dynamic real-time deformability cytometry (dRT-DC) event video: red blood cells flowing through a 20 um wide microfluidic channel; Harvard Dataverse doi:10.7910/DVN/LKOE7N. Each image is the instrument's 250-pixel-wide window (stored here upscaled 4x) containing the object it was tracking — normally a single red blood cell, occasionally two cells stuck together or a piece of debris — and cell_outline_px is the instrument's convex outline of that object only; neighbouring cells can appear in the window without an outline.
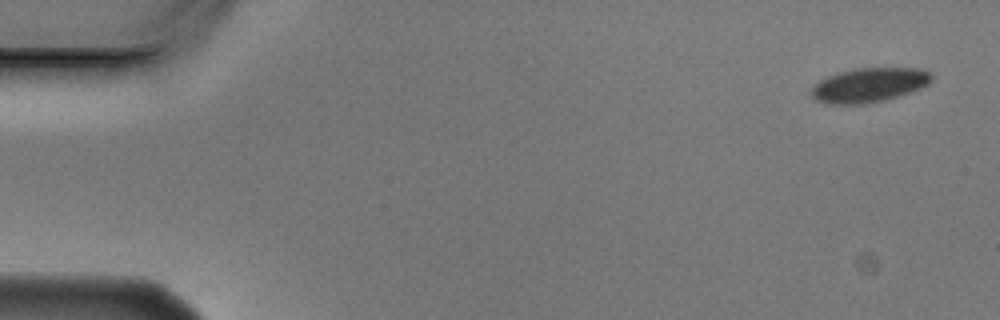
{"species": "Egyptian fruit bat (a non-hibernating species)", "species_latin": "Rousettus aegyptiacus", "temperature_condition": "cold", "stored_images_in_passage": 5, "camera_frame_rate_fps": 3000, "um_per_image_px": 0.085, "animal": {"sex": "male"}, "frame": {"image": 1, "passage_image": 1, "time_ms": 0.0, "image_size_px": [1000, 320], "cell_outline_px": [[932, 80], [928, 84], [920, 88], [896, 96], [880, 100], [860, 104], [832, 104], [816, 100], [812, 96], [812, 88], [820, 80], [828, 76], [840, 72], [856, 68], [920, 68], [928, 72], [932, 76]], "centroid_in_image_um": [73.87, 7.21], "position_along_channel_um": 11.1, "area_um2": 23.52}}
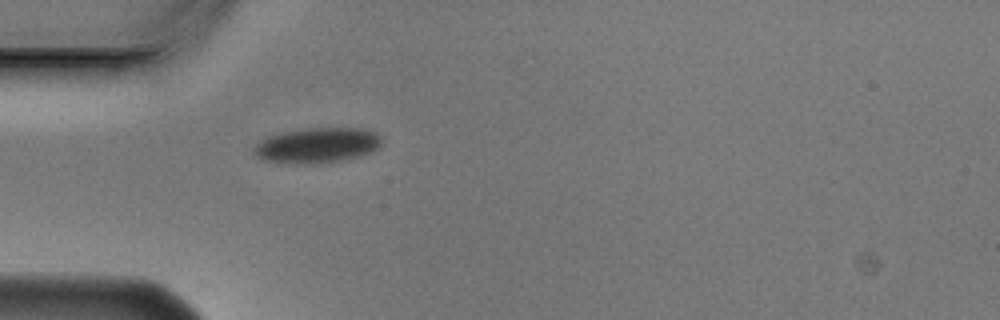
{"frame": {"image": 2, "passage_image": 5, "time_ms": 1.333, "image_size_px": [1000, 320], "cell_outline_px": [[380, 144], [376, 148], [368, 152], [356, 156], [340, 160], [304, 164], [264, 160], [256, 156], [252, 152], [252, 148], [260, 140], [268, 136], [280, 132], [308, 128], [360, 128], [372, 132], [380, 136]], "centroid_in_image_um": [26.87, 12.33], "position_along_channel_um": 58.1, "area_um2": 25.72}}